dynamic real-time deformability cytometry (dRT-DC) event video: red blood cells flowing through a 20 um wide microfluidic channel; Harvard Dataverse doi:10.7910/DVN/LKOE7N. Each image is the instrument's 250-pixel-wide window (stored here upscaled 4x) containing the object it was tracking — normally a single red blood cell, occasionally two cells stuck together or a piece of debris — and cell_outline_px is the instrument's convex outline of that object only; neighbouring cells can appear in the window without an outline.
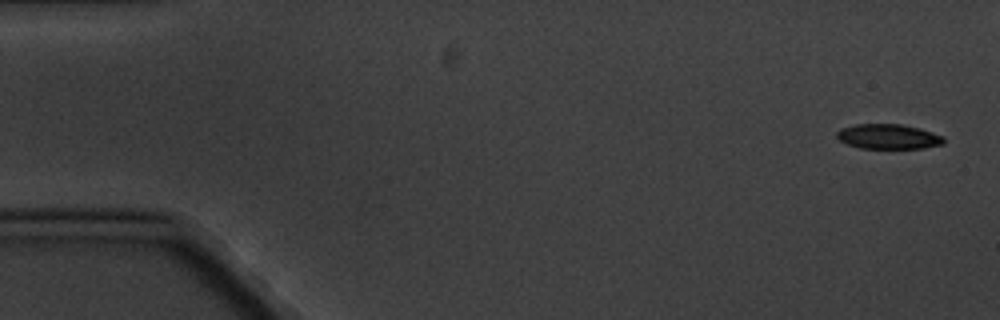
{"species": "common noctule bat (a hibernating species)", "species_latin": "Nyctalus noctula", "temperature_condition": "cold", "stored_images_in_passage": 4, "camera_frame_rate_fps": 3000, "um_per_image_px": 0.085, "animal": {"sex": "male", "body_mass_g": 20.1, "forearm_length_mm": 53.5}, "frame": {"image": 1, "passage_image": 1, "time_ms": 0.0, "image_size_px": [1000, 320], "cell_outline_px": [[944, 144], [924, 148], [860, 148], [848, 144], [840, 140], [836, 136], [836, 132], [840, 128], [856, 124], [900, 124], [920, 128], [944, 136]], "centroid_in_image_um": [75.52, 11.6], "position_along_channel_um": 9.5, "area_um2": 15.55}}